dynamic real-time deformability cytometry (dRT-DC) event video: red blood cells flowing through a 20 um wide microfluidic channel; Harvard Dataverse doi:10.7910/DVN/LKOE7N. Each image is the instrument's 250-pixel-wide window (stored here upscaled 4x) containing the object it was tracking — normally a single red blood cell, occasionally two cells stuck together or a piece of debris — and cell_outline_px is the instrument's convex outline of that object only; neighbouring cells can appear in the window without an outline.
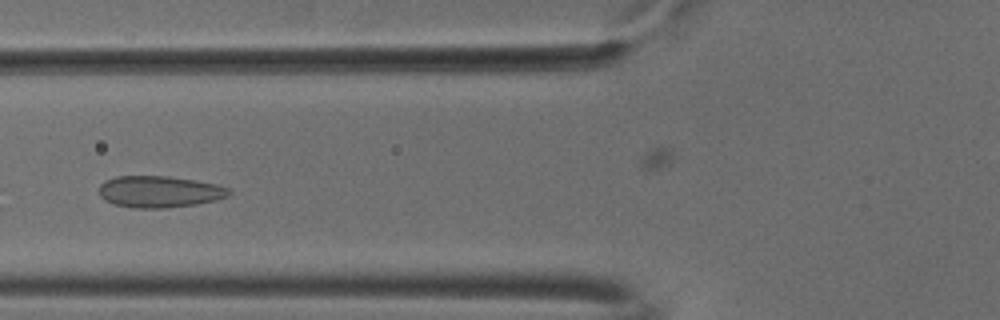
{"species": "common noctule bat (a hibernating species)", "species_latin": "Nyctalus noctula", "temperature_condition": "cold", "stored_images_in_passage": 50, "camera_frame_rate_fps": 3000, "um_per_image_px": 0.085, "animal": {"sex": "male", "body_mass_g": 18.8}, "frame": {"image": 1, "passage_image": 18, "time_ms": 5.667, "image_size_px": [1000, 320], "cell_outline_px": [[232, 192], [228, 196], [216, 200], [196, 204], [164, 208], [132, 208], [112, 204], [104, 200], [100, 196], [100, 184], [104, 180], [116, 176], [168, 176], [196, 180], [216, 184], [228, 188]], "centroid_in_image_um": [13.53, 16.29], "position_along_channel_um": 112.3, "area_um2": 24.1}}
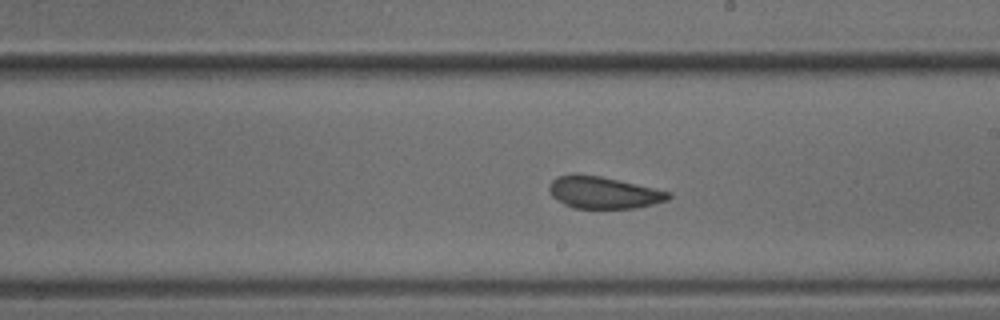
{"frame": {"image": 2, "passage_image": 28, "time_ms": 9.0, "image_size_px": [1000, 320], "cell_outline_px": [[672, 196], [668, 200], [636, 208], [572, 208], [564, 204], [552, 196], [548, 188], [552, 180], [560, 176], [576, 172], [600, 176], [672, 192]], "centroid_in_image_um": [51.29, 16.36], "position_along_channel_um": 237.7, "area_um2": 22.25}}
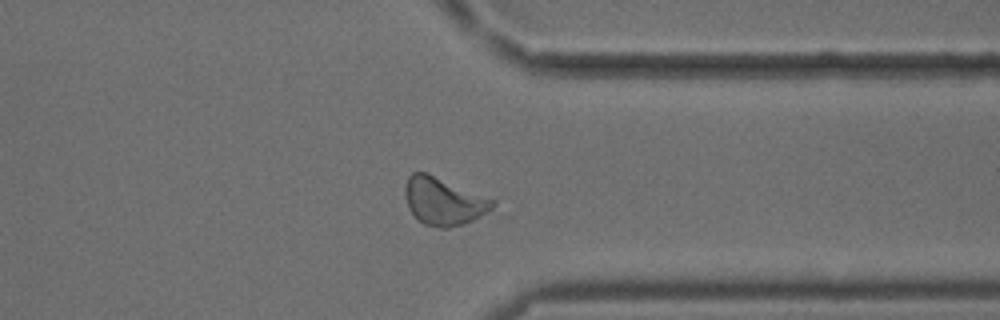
{"frame": {"image": 3, "passage_image": 39, "time_ms": 12.667, "image_size_px": [1000, 320], "cell_outline_px": [[496, 204], [492, 208], [480, 216], [464, 224], [448, 228], [440, 228], [424, 224], [408, 208], [404, 196], [404, 184], [408, 176], [412, 172], [428, 172], [496, 200]], "centroid_in_image_um": [37.69, 17.08], "position_along_channel_um": 373.7, "area_um2": 24.51}, "authors_computed_cell_mechanics": {"area_um2": 23.2934, "velocity_mm_per_s": 3.7584, "shape_relaxation_time_tau1_ms": null, "shape_relaxation_time_tau2_ms": 1.4758, "deformation_change_tau1": null, "deformation_change_tau2": 0.0611}}